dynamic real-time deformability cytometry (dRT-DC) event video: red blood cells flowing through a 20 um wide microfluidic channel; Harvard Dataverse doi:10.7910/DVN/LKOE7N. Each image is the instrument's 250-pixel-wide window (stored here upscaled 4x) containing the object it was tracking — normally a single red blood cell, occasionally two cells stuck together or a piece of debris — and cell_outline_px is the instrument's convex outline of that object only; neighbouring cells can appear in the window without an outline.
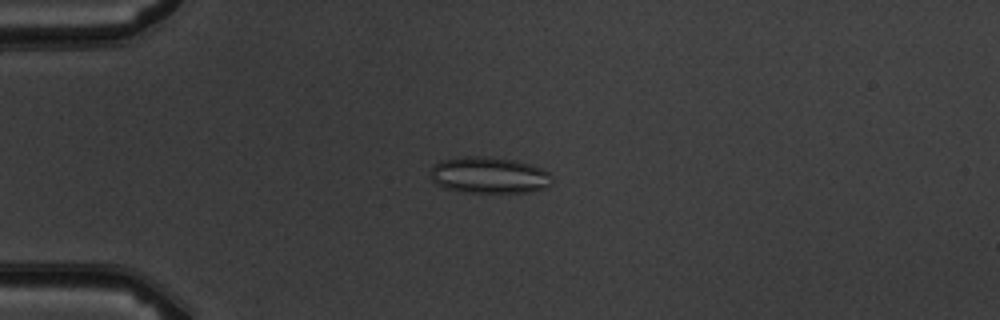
{"species": "common noctule bat (a hibernating species)", "species_latin": "Nyctalus noctula", "temperature_condition": "warm", "stored_images_in_passage": 6, "camera_frame_rate_fps": 3000, "um_per_image_px": 0.085, "animal": {"sex": "male", "body_mass_g": 19.5, "forearm_length_mm": 54.6}, "frame": {"image": 1, "passage_image": 4, "time_ms": 3.667, "image_size_px": [1000, 320], "cell_outline_px": [[552, 184], [548, 188], [532, 192], [464, 192], [444, 188], [436, 184], [428, 176], [432, 164], [440, 160], [460, 156], [492, 156], [516, 160], [540, 168], [548, 172], [552, 180]], "centroid_in_image_um": [41.53, 14.88], "position_along_channel_um": 43.5, "area_um2": 26.36}}
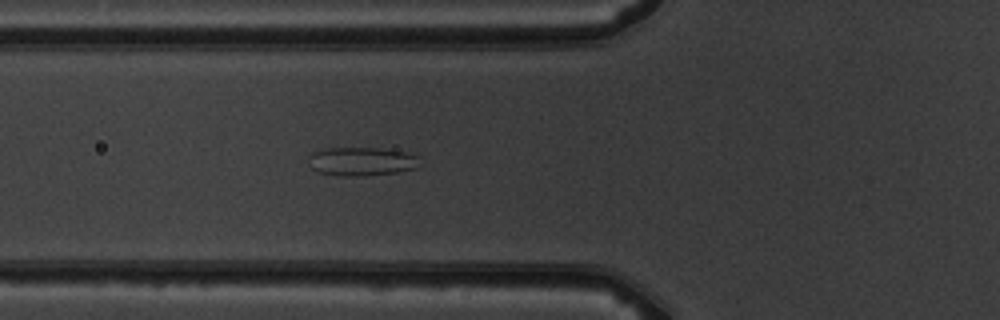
{"frame": {"image": 2, "passage_image": 6, "time_ms": 5.667, "image_size_px": [1000, 320], "cell_outline_px": [[420, 168], [400, 172], [364, 176], [340, 176], [320, 172], [312, 168], [308, 156], [312, 152], [328, 148], [380, 148], [404, 152], [420, 156]], "centroid_in_image_um": [30.81, 13.73], "position_along_channel_um": 95.0, "area_um2": 18.79}}